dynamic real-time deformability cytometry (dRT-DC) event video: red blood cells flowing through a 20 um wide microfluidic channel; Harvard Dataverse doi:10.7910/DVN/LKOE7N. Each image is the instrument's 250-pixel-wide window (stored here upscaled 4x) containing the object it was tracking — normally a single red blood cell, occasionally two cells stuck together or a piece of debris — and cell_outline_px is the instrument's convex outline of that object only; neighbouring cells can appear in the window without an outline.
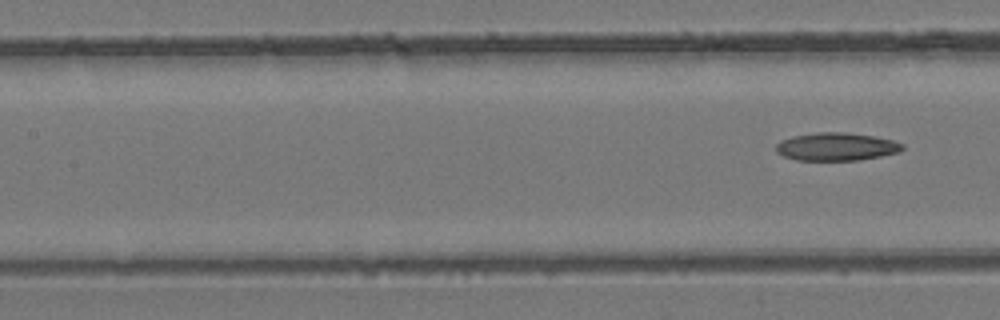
{"species": "common noctule bat (a hibernating species)", "species_latin": "Nyctalus noctula", "temperature_condition": "room temperature", "stored_images_in_passage": 6, "camera_frame_rate_fps": 3000, "um_per_image_px": 0.085, "animal": {"sex": "female", "body_mass_g": 24.6, "forearm_length_mm": 56.2}, "frame": {"image": 1, "passage_image": 6, "time_ms": 1.667, "image_size_px": [1000, 320], "cell_outline_px": [[904, 148], [900, 152], [860, 160], [796, 160], [784, 156], [776, 152], [776, 144], [780, 140], [792, 136], [816, 132], [844, 132], [872, 136], [892, 140], [904, 144]], "centroid_in_image_um": [71.08, 12.46], "position_along_channel_um": 136.3, "area_um2": 20.63}}